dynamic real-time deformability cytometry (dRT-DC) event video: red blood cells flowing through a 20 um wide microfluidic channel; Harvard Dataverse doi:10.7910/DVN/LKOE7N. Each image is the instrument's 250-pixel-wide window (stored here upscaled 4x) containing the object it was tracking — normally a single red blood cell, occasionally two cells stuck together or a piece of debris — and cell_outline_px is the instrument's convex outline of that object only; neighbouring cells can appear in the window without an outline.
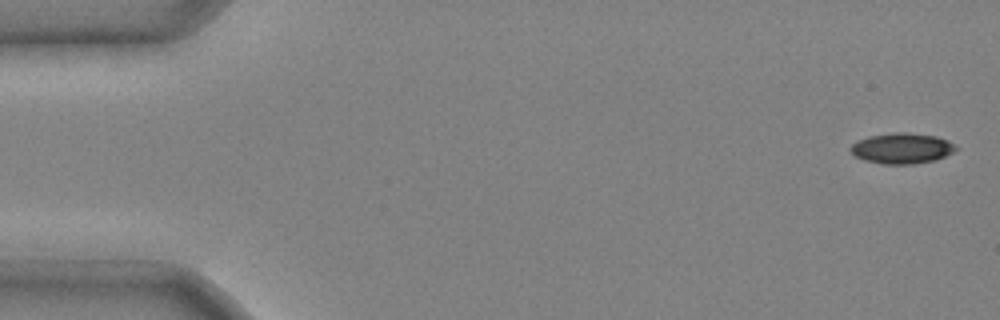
{"species": "common noctule bat (a hibernating species)", "species_latin": "Nyctalus noctula", "temperature_condition": "cold", "stored_images_in_passage": 6, "camera_frame_rate_fps": 3000, "um_per_image_px": 0.085, "animal": {"sex": "male", "body_mass_g": 20.4}, "frame": {"image": 1, "passage_image": 1, "time_ms": 0.0, "image_size_px": [1000, 320], "cell_outline_px": [[960, 148], [936, 160], [912, 164], [884, 164], [864, 160], [856, 156], [848, 148], [856, 140], [868, 136], [892, 132], [908, 132], [936, 136], [948, 140]], "centroid_in_image_um": [76.66, 12.59], "position_along_channel_um": 8.3, "area_um2": 18.96}}
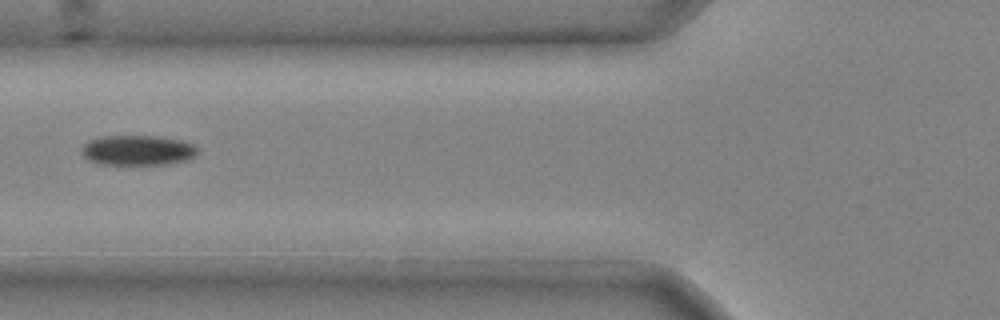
{"frame": {"image": 2, "passage_image": 5, "time_ms": 1.333, "image_size_px": [1000, 320], "cell_outline_px": [[200, 152], [188, 160], [164, 164], [96, 164], [88, 160], [80, 152], [84, 144], [88, 140], [100, 136], [160, 136], [180, 140], [192, 144]], "centroid_in_image_um": [11.67, 12.77], "position_along_channel_um": 114.1, "area_um2": 20.46}}
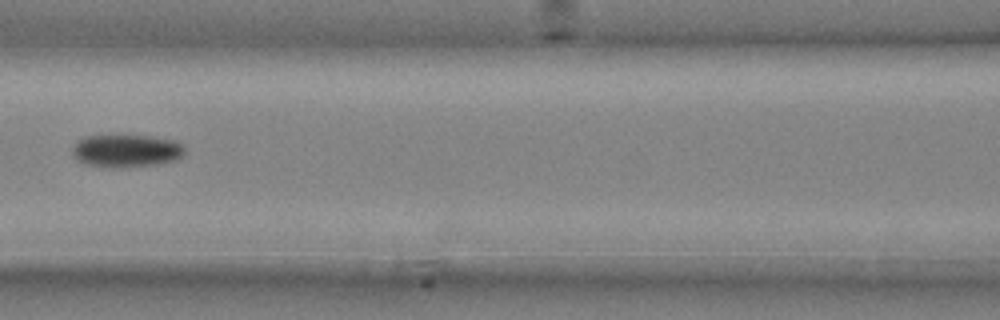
{"frame": {"image": 3, "passage_image": 6, "time_ms": 1.667, "image_size_px": [1000, 320], "cell_outline_px": [[184, 156], [176, 160], [164, 164], [116, 168], [112, 168], [84, 164], [76, 160], [72, 156], [72, 148], [80, 140], [88, 136], [152, 136], [172, 140], [180, 144], [184, 148]], "centroid_in_image_um": [10.75, 12.85], "position_along_channel_um": 155.9, "area_um2": 21.56}}